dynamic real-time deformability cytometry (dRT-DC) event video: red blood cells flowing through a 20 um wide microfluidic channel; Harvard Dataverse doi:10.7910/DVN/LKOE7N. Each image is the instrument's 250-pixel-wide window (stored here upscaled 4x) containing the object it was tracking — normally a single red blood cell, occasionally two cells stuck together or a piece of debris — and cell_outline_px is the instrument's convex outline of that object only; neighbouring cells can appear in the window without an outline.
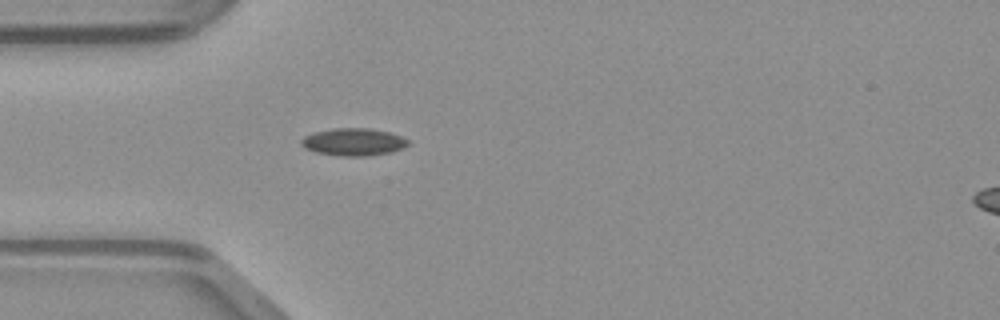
{"species": "common noctule bat (a hibernating species)", "species_latin": "Nyctalus noctula", "temperature_condition": "warm", "stored_images_in_passage": 35, "camera_frame_rate_fps": 3000, "um_per_image_px": 0.085, "animal": {"sex": "male", "body_mass_g": 23.1, "forearm_length_mm": 52.7}, "frame": {"image": 1, "passage_image": 1, "time_ms": 0.0, "image_size_px": [1000, 320], "cell_outline_px": [[408, 144], [392, 152], [364, 156], [344, 156], [316, 152], [304, 148], [300, 144], [300, 140], [304, 136], [312, 132], [332, 128], [368, 128], [388, 132], [400, 136], [408, 140]], "centroid_in_image_um": [29.98, 12.06], "position_along_channel_um": 55.0, "area_um2": 16.99}}
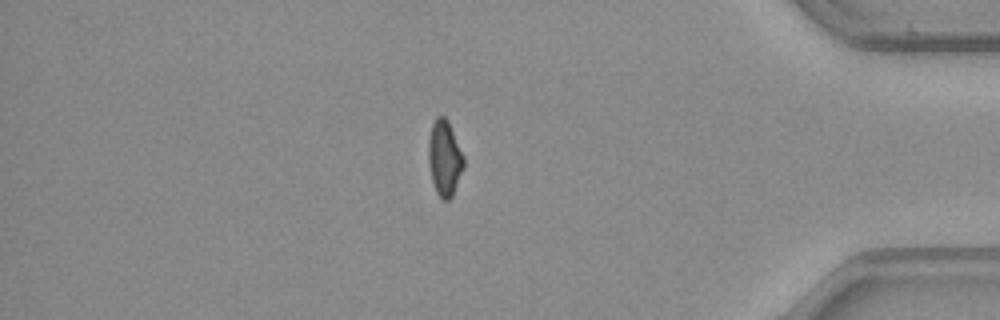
{"frame": {"image": 2, "passage_image": 28, "time_ms": 9.0, "image_size_px": [1000, 320], "cell_outline_px": [[464, 168], [452, 196], [448, 200], [440, 200], [436, 192], [432, 180], [428, 160], [428, 140], [432, 124], [436, 116], [444, 116], [448, 120], [464, 156]], "centroid_in_image_um": [37.78, 13.44], "position_along_channel_um": 397.4, "area_um2": 15.66}}
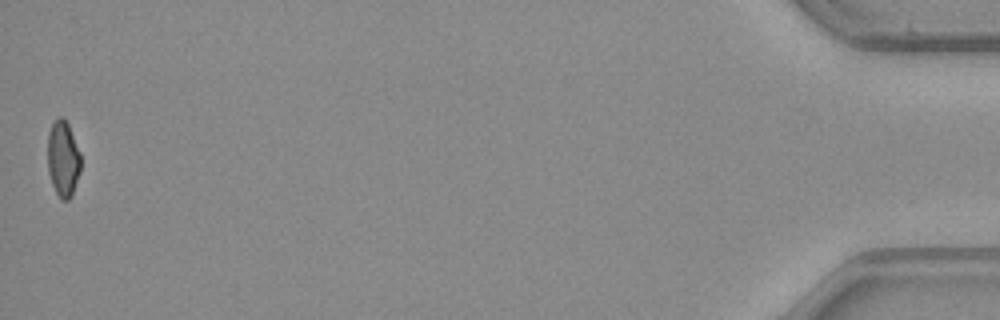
{"frame": {"image": 3, "passage_image": 35, "time_ms": 11.333, "image_size_px": [1000, 320], "cell_outline_px": [[80, 172], [72, 196], [68, 200], [60, 200], [52, 184], [48, 172], [48, 132], [56, 116], [64, 116], [68, 124], [80, 152]], "centroid_in_image_um": [5.36, 13.48], "position_along_channel_um": 429.8, "area_um2": 14.85}}